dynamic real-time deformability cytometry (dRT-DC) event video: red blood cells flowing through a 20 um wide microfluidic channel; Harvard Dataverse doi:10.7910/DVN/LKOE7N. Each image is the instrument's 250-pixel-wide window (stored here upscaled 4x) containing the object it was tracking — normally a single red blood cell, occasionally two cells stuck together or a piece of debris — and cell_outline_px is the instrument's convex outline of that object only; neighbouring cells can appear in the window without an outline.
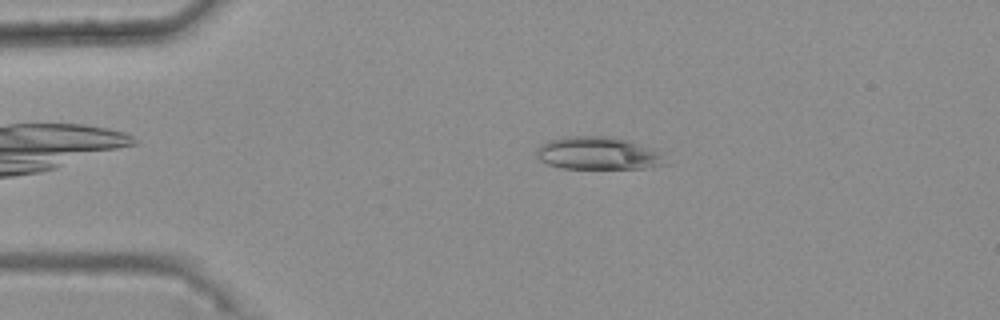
{"species": "common noctule bat (a hibernating species)", "species_latin": "Nyctalus noctula", "temperature_condition": "warm", "stored_images_in_passage": 40, "camera_frame_rate_fps": 3000, "um_per_image_px": 0.085, "animal": {"sex": "female", "body_mass_g": 25.1}, "frame": {"image": 1, "passage_image": 4, "time_ms": 1.0, "image_size_px": [1000, 320], "cell_outline_px": [[664, 164], [644, 168], [560, 168], [548, 164], [540, 160], [536, 156], [536, 148], [548, 140], [564, 136], [612, 136], [664, 152]], "centroid_in_image_um": [50.79, 13.02], "position_along_channel_um": 34.2, "area_um2": 24.57}}
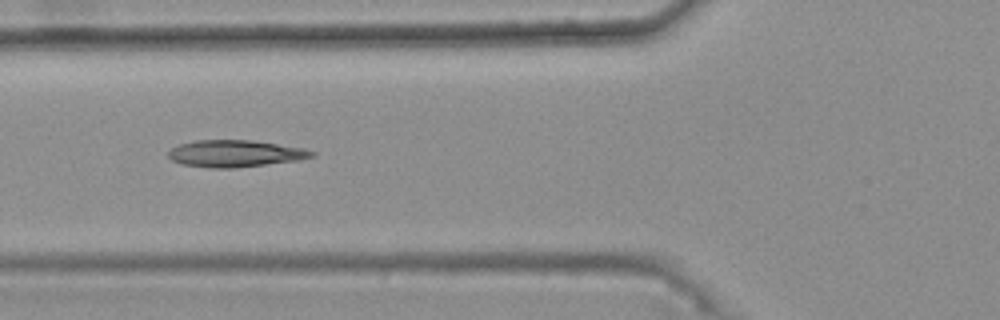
{"frame": {"image": 2, "passage_image": 13, "time_ms": 4.0, "image_size_px": [1000, 320], "cell_outline_px": [[316, 156], [296, 160], [232, 168], [212, 168], [184, 164], [172, 160], [168, 156], [168, 152], [172, 148], [180, 144], [196, 140], [252, 140], [304, 148], [316, 152]], "centroid_in_image_um": [20.0, 13.04], "position_along_channel_um": 105.8, "area_um2": 22.2}}
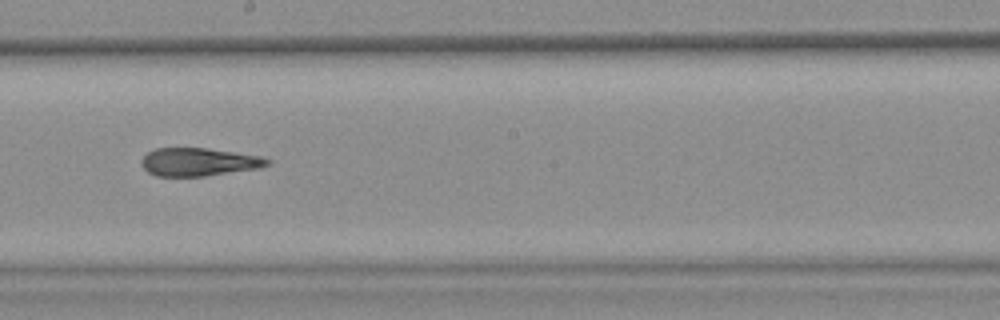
{"frame": {"image": 3, "passage_image": 23, "time_ms": 7.333, "image_size_px": [1000, 320], "cell_outline_px": [[272, 164], [260, 168], [204, 176], [156, 176], [148, 172], [140, 164], [140, 160], [148, 152], [156, 148], [208, 148], [236, 152], [260, 156], [272, 160]], "centroid_in_image_um": [16.92, 13.76], "position_along_channel_um": 231.3, "area_um2": 20.75}, "authors_computed_cell_mechanics": {"area_um2": 21.7617, "velocity_mm_per_s": 3.7704, "shape_relaxation_time_tau1_ms": 10.6435, "shape_relaxation_time_tau2_ms": 2.4723, "deformation_change_tau1": 0.2686, "deformation_change_tau2": 0.1242}}